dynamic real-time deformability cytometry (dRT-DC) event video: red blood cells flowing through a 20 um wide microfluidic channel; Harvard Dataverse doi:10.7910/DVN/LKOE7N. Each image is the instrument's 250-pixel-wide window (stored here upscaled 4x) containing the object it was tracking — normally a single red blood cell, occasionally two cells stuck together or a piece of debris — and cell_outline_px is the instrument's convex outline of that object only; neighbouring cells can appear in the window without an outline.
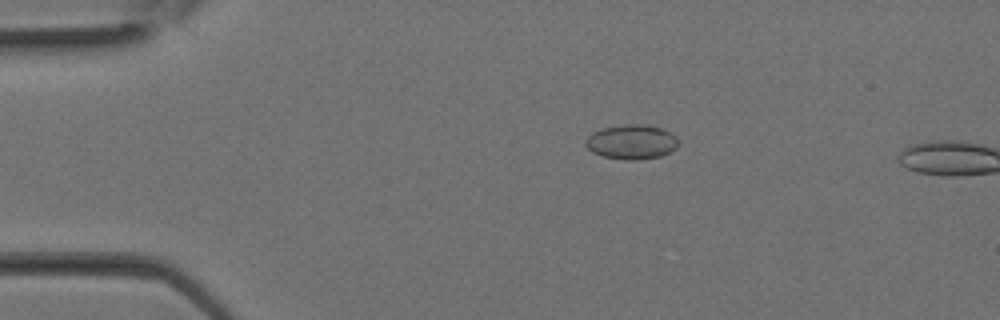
{"species": "Egyptian fruit bat (a non-hibernating species)", "species_latin": "Rousettus aegyptiacus", "temperature_condition": "room temperature", "stored_images_in_passage": 5, "camera_frame_rate_fps": 3000, "um_per_image_px": 0.085, "animal": {"sex": "female"}, "frame": {"image": 1, "passage_image": 4, "time_ms": 1.0, "image_size_px": [1000, 320], "cell_outline_px": [[676, 148], [660, 156], [636, 160], [628, 160], [604, 156], [592, 152], [584, 144], [584, 140], [592, 132], [604, 128], [624, 124], [648, 124], [660, 128], [676, 136]], "centroid_in_image_um": [53.64, 12.05], "position_along_channel_um": 31.4, "area_um2": 18.5}}